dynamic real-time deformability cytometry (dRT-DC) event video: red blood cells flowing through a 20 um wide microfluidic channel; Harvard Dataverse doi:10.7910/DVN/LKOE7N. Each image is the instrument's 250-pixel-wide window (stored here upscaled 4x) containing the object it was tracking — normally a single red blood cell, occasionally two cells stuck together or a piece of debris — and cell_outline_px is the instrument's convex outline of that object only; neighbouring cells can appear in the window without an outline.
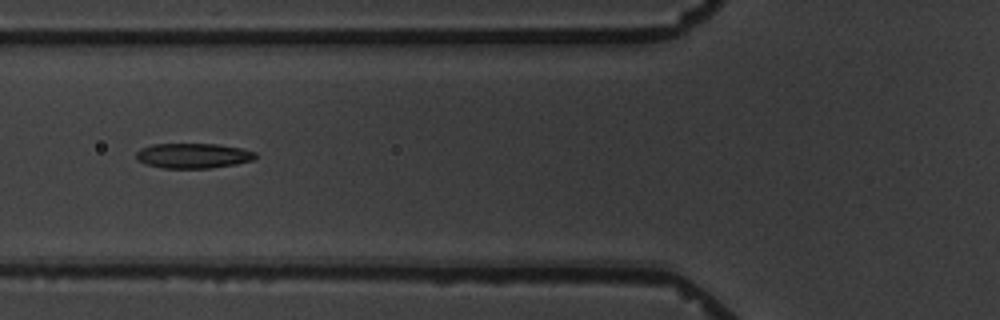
{"species": "common noctule bat (a hibernating species)", "species_latin": "Nyctalus noctula", "temperature_condition": "warm", "stored_images_in_passage": 10, "camera_frame_rate_fps": 3000, "um_per_image_px": 0.085, "animal": {"sex": "male", "body_mass_g": 19.5, "forearm_length_mm": 54.6}, "frame": {"image": 1, "passage_image": 7, "time_ms": 7.0, "image_size_px": [1000, 320], "cell_outline_px": [[256, 156], [252, 160], [236, 164], [212, 168], [164, 168], [144, 164], [136, 160], [136, 152], [140, 148], [152, 144], [216, 144], [240, 148], [256, 152]], "centroid_in_image_um": [16.37, 13.24], "position_along_channel_um": 109.4, "area_um2": 17.46}}
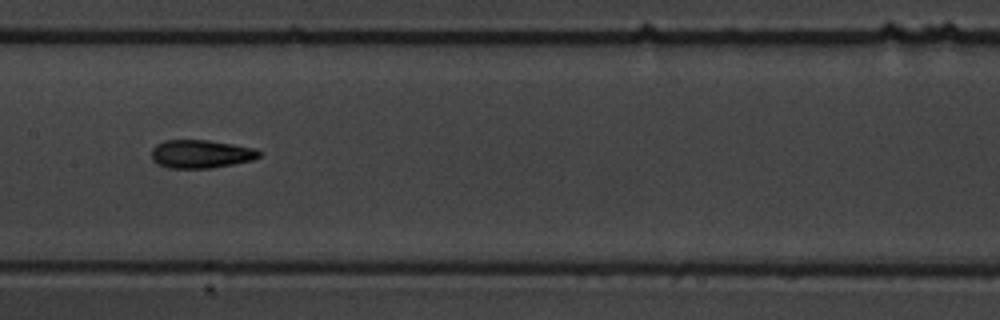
{"frame": {"image": 2, "passage_image": 9, "time_ms": 9.333, "image_size_px": [1000, 320], "cell_outline_px": [[260, 156], [252, 160], [212, 168], [168, 168], [156, 164], [152, 160], [152, 148], [156, 144], [164, 140], [208, 140], [256, 148], [260, 152]], "centroid_in_image_um": [17.04, 13.09], "position_along_channel_um": 190.4, "area_um2": 17.8}}
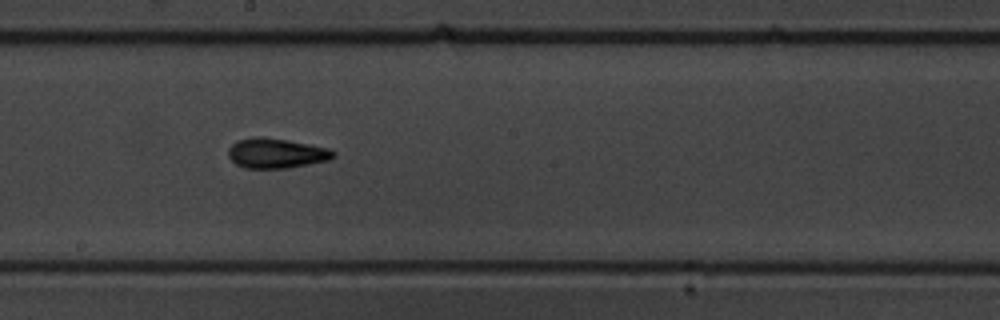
{"frame": {"image": 3, "passage_image": 10, "time_ms": 10.333, "image_size_px": [1000, 320], "cell_outline_px": [[336, 156], [328, 160], [288, 168], [244, 168], [236, 164], [228, 156], [228, 148], [236, 140], [256, 136], [260, 136], [288, 140], [328, 148], [336, 152]], "centroid_in_image_um": [23.46, 13.02], "position_along_channel_um": 224.7, "area_um2": 18.38}}